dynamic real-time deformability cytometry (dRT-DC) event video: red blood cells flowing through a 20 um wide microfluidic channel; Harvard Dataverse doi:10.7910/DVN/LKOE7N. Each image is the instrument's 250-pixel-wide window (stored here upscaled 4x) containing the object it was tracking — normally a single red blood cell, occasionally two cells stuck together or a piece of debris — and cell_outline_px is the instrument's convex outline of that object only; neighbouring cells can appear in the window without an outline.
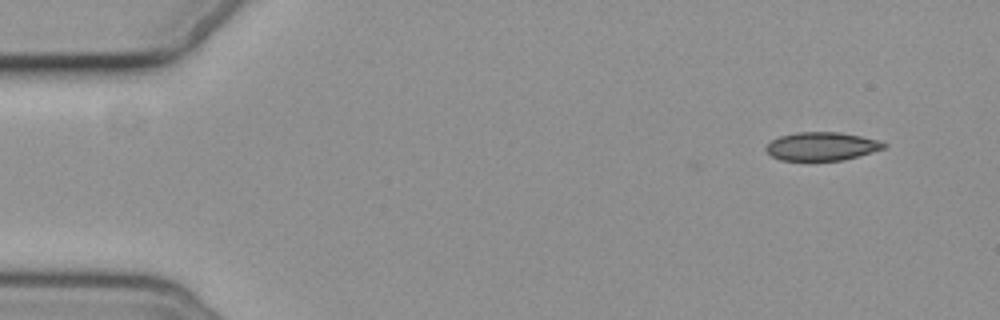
{"species": "common noctule bat (a hibernating species)", "species_latin": "Nyctalus noctula", "temperature_condition": "cold", "stored_images_in_passage": 4, "camera_frame_rate_fps": 3000, "um_per_image_px": 0.085, "animal": {"sex": "female", "body_mass_g": 19.3, "forearm_length_mm": 54.1}, "frame": {"image": 1, "passage_image": 1, "time_ms": 0.0, "image_size_px": [1000, 320], "cell_outline_px": [[888, 144], [884, 148], [872, 152], [844, 160], [780, 160], [772, 156], [764, 148], [772, 140], [780, 136], [796, 132], [840, 132], [880, 140]], "centroid_in_image_um": [69.86, 12.43], "position_along_channel_um": 15.1, "area_um2": 19.42}}
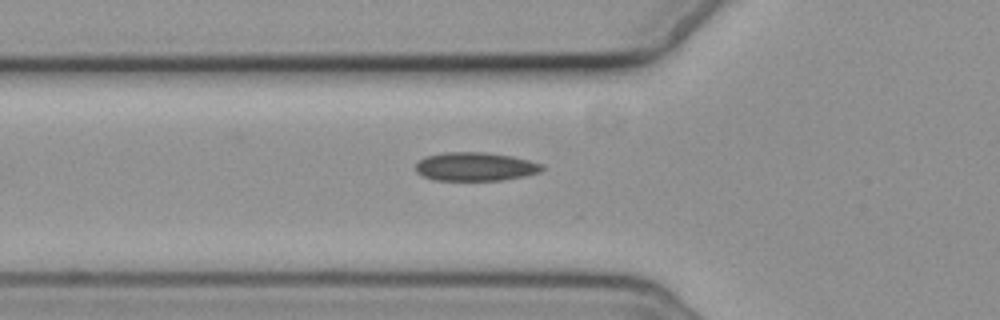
{"frame": {"image": 2, "passage_image": 4, "time_ms": 5.0, "image_size_px": [1000, 320], "cell_outline_px": [[544, 168], [540, 172], [524, 176], [500, 180], [432, 180], [416, 172], [416, 164], [424, 156], [444, 152], [488, 152], [512, 156], [544, 164]], "centroid_in_image_um": [40.4, 14.15], "position_along_channel_um": 85.4, "area_um2": 21.15}}